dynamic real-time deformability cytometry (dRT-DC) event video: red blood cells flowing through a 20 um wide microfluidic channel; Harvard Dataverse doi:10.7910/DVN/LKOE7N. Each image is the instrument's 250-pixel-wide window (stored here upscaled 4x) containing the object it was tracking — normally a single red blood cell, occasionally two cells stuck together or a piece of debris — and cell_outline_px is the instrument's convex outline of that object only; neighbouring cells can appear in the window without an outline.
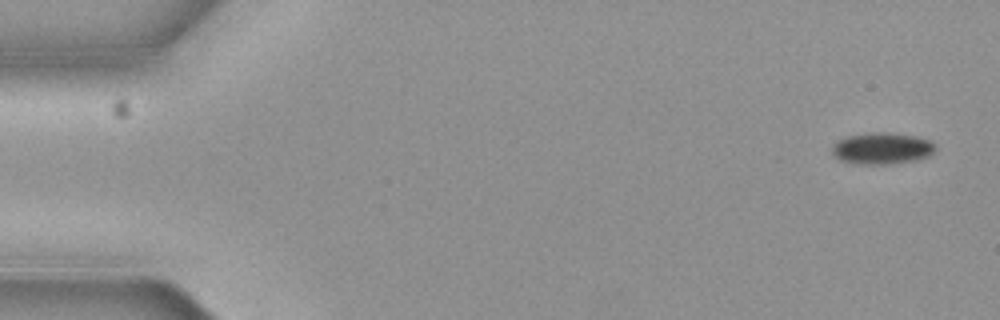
{"species": "common noctule bat (a hibernating species)", "species_latin": "Nyctalus noctula", "temperature_condition": "cold", "stored_images_in_passage": 5, "camera_frame_rate_fps": 3000, "um_per_image_px": 0.085, "animal": {"sex": "female", "body_mass_g": 19.3, "forearm_length_mm": 54.1}, "frame": {"image": 1, "passage_image": 1, "time_ms": 0.0, "image_size_px": [1000, 320], "cell_outline_px": [[936, 148], [928, 156], [916, 160], [892, 164], [852, 164], [840, 160], [832, 156], [832, 144], [836, 140], [848, 136], [868, 132], [888, 132], [916, 136], [928, 140], [936, 144]], "centroid_in_image_um": [74.92, 12.61], "position_along_channel_um": 10.1, "area_um2": 19.36}}
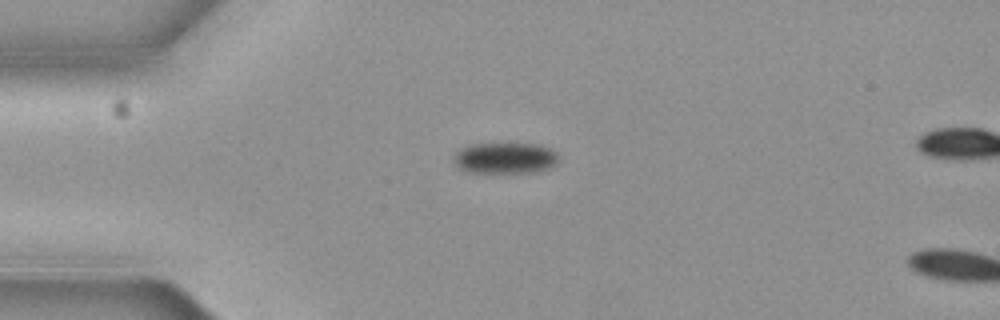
{"frame": {"image": 2, "passage_image": 4, "time_ms": 1.0, "image_size_px": [1000, 320], "cell_outline_px": [[556, 164], [540, 172], [468, 172], [460, 168], [456, 164], [456, 152], [468, 144], [540, 144], [552, 148], [556, 152]], "centroid_in_image_um": [42.98, 13.43], "position_along_channel_um": 42.0, "area_um2": 18.79}}